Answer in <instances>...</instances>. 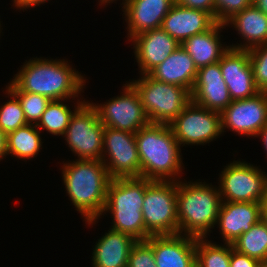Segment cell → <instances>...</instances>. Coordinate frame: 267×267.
I'll return each mask as SVG.
<instances>
[{"label":"cell","mask_w":267,"mask_h":267,"mask_svg":"<svg viewBox=\"0 0 267 267\" xmlns=\"http://www.w3.org/2000/svg\"><path fill=\"white\" fill-rule=\"evenodd\" d=\"M70 65L67 59H29L6 87L10 91L43 95L51 101L78 99L84 92L86 79Z\"/></svg>","instance_id":"6da1fadb"},{"label":"cell","mask_w":267,"mask_h":267,"mask_svg":"<svg viewBox=\"0 0 267 267\" xmlns=\"http://www.w3.org/2000/svg\"><path fill=\"white\" fill-rule=\"evenodd\" d=\"M62 179L70 202L89 226L96 224L106 203L107 187L111 180L102 160L66 162Z\"/></svg>","instance_id":"7a4b0ae2"},{"label":"cell","mask_w":267,"mask_h":267,"mask_svg":"<svg viewBox=\"0 0 267 267\" xmlns=\"http://www.w3.org/2000/svg\"><path fill=\"white\" fill-rule=\"evenodd\" d=\"M135 139L141 177L158 181H180L179 174L182 173L184 164L180 145L170 125L149 123L135 133Z\"/></svg>","instance_id":"3957f363"},{"label":"cell","mask_w":267,"mask_h":267,"mask_svg":"<svg viewBox=\"0 0 267 267\" xmlns=\"http://www.w3.org/2000/svg\"><path fill=\"white\" fill-rule=\"evenodd\" d=\"M188 183L177 181L179 234L208 238L222 204L219 188L200 181Z\"/></svg>","instance_id":"277c9868"},{"label":"cell","mask_w":267,"mask_h":267,"mask_svg":"<svg viewBox=\"0 0 267 267\" xmlns=\"http://www.w3.org/2000/svg\"><path fill=\"white\" fill-rule=\"evenodd\" d=\"M152 181L143 177L110 180L102 215L111 213V229L128 234L137 241L151 236L145 228L142 207L145 189Z\"/></svg>","instance_id":"5b68a950"},{"label":"cell","mask_w":267,"mask_h":267,"mask_svg":"<svg viewBox=\"0 0 267 267\" xmlns=\"http://www.w3.org/2000/svg\"><path fill=\"white\" fill-rule=\"evenodd\" d=\"M138 91L150 123H170L192 101L191 91L158 81L149 74L130 82Z\"/></svg>","instance_id":"8992f818"},{"label":"cell","mask_w":267,"mask_h":267,"mask_svg":"<svg viewBox=\"0 0 267 267\" xmlns=\"http://www.w3.org/2000/svg\"><path fill=\"white\" fill-rule=\"evenodd\" d=\"M142 215L150 235L178 234L177 181L153 180L145 189Z\"/></svg>","instance_id":"52a82bcc"},{"label":"cell","mask_w":267,"mask_h":267,"mask_svg":"<svg viewBox=\"0 0 267 267\" xmlns=\"http://www.w3.org/2000/svg\"><path fill=\"white\" fill-rule=\"evenodd\" d=\"M245 161H233L219 175L222 201L261 202L267 197V174Z\"/></svg>","instance_id":"ba28073f"},{"label":"cell","mask_w":267,"mask_h":267,"mask_svg":"<svg viewBox=\"0 0 267 267\" xmlns=\"http://www.w3.org/2000/svg\"><path fill=\"white\" fill-rule=\"evenodd\" d=\"M63 137L79 159L102 160L104 125L91 102L74 112Z\"/></svg>","instance_id":"9c48e42d"},{"label":"cell","mask_w":267,"mask_h":267,"mask_svg":"<svg viewBox=\"0 0 267 267\" xmlns=\"http://www.w3.org/2000/svg\"><path fill=\"white\" fill-rule=\"evenodd\" d=\"M123 92L105 104L91 103L104 127L136 133L150 123L135 87L127 82Z\"/></svg>","instance_id":"30bf717a"},{"label":"cell","mask_w":267,"mask_h":267,"mask_svg":"<svg viewBox=\"0 0 267 267\" xmlns=\"http://www.w3.org/2000/svg\"><path fill=\"white\" fill-rule=\"evenodd\" d=\"M170 127L180 147L205 145L221 136V114L191 101Z\"/></svg>","instance_id":"8fae6325"},{"label":"cell","mask_w":267,"mask_h":267,"mask_svg":"<svg viewBox=\"0 0 267 267\" xmlns=\"http://www.w3.org/2000/svg\"><path fill=\"white\" fill-rule=\"evenodd\" d=\"M102 162L111 179L141 177L135 133L104 127Z\"/></svg>","instance_id":"7c38bea8"},{"label":"cell","mask_w":267,"mask_h":267,"mask_svg":"<svg viewBox=\"0 0 267 267\" xmlns=\"http://www.w3.org/2000/svg\"><path fill=\"white\" fill-rule=\"evenodd\" d=\"M222 133L225 129L238 133L240 136L255 138L256 134L267 124V92L233 100L221 113Z\"/></svg>","instance_id":"4fadbf2b"},{"label":"cell","mask_w":267,"mask_h":267,"mask_svg":"<svg viewBox=\"0 0 267 267\" xmlns=\"http://www.w3.org/2000/svg\"><path fill=\"white\" fill-rule=\"evenodd\" d=\"M222 76L232 100H242L257 95L248 50L229 48L219 61Z\"/></svg>","instance_id":"5bb4252c"},{"label":"cell","mask_w":267,"mask_h":267,"mask_svg":"<svg viewBox=\"0 0 267 267\" xmlns=\"http://www.w3.org/2000/svg\"><path fill=\"white\" fill-rule=\"evenodd\" d=\"M146 241L152 246L157 267H196V237L151 235Z\"/></svg>","instance_id":"9a60e30c"},{"label":"cell","mask_w":267,"mask_h":267,"mask_svg":"<svg viewBox=\"0 0 267 267\" xmlns=\"http://www.w3.org/2000/svg\"><path fill=\"white\" fill-rule=\"evenodd\" d=\"M134 55L139 74H149L180 45L162 28L148 30L133 37Z\"/></svg>","instance_id":"2e32d148"},{"label":"cell","mask_w":267,"mask_h":267,"mask_svg":"<svg viewBox=\"0 0 267 267\" xmlns=\"http://www.w3.org/2000/svg\"><path fill=\"white\" fill-rule=\"evenodd\" d=\"M191 96L194 103L220 113L231 104L219 62L198 69Z\"/></svg>","instance_id":"e0dca14e"},{"label":"cell","mask_w":267,"mask_h":267,"mask_svg":"<svg viewBox=\"0 0 267 267\" xmlns=\"http://www.w3.org/2000/svg\"><path fill=\"white\" fill-rule=\"evenodd\" d=\"M261 214V202L222 201L216 225L218 224L223 242L232 244L261 220Z\"/></svg>","instance_id":"ac0fdd59"},{"label":"cell","mask_w":267,"mask_h":267,"mask_svg":"<svg viewBox=\"0 0 267 267\" xmlns=\"http://www.w3.org/2000/svg\"><path fill=\"white\" fill-rule=\"evenodd\" d=\"M174 0H126L122 12L128 31V40L148 30L161 28L164 17Z\"/></svg>","instance_id":"d6986e66"},{"label":"cell","mask_w":267,"mask_h":267,"mask_svg":"<svg viewBox=\"0 0 267 267\" xmlns=\"http://www.w3.org/2000/svg\"><path fill=\"white\" fill-rule=\"evenodd\" d=\"M216 23L208 12L173 4L161 28L180 44L193 35L205 32Z\"/></svg>","instance_id":"ffe728a7"},{"label":"cell","mask_w":267,"mask_h":267,"mask_svg":"<svg viewBox=\"0 0 267 267\" xmlns=\"http://www.w3.org/2000/svg\"><path fill=\"white\" fill-rule=\"evenodd\" d=\"M136 242L130 235L110 228L93 248V267H127L129 254Z\"/></svg>","instance_id":"44dd1931"},{"label":"cell","mask_w":267,"mask_h":267,"mask_svg":"<svg viewBox=\"0 0 267 267\" xmlns=\"http://www.w3.org/2000/svg\"><path fill=\"white\" fill-rule=\"evenodd\" d=\"M223 28H226L224 23L216 22L210 29L193 35L180 44L198 69L219 62L229 50L230 46L221 44L220 32Z\"/></svg>","instance_id":"7402d4cb"},{"label":"cell","mask_w":267,"mask_h":267,"mask_svg":"<svg viewBox=\"0 0 267 267\" xmlns=\"http://www.w3.org/2000/svg\"><path fill=\"white\" fill-rule=\"evenodd\" d=\"M198 68L191 56L179 45L167 59L155 67L149 75L161 82L179 85L192 91Z\"/></svg>","instance_id":"603a6c76"},{"label":"cell","mask_w":267,"mask_h":267,"mask_svg":"<svg viewBox=\"0 0 267 267\" xmlns=\"http://www.w3.org/2000/svg\"><path fill=\"white\" fill-rule=\"evenodd\" d=\"M225 26H233L243 40L238 45H230V48L250 50L254 47L267 44V15L258 10L252 3L241 12L236 13L225 23Z\"/></svg>","instance_id":"cb8c5ba5"},{"label":"cell","mask_w":267,"mask_h":267,"mask_svg":"<svg viewBox=\"0 0 267 267\" xmlns=\"http://www.w3.org/2000/svg\"><path fill=\"white\" fill-rule=\"evenodd\" d=\"M43 140L35 124H27L6 135L7 155L19 160H30L38 155Z\"/></svg>","instance_id":"d4e9b609"},{"label":"cell","mask_w":267,"mask_h":267,"mask_svg":"<svg viewBox=\"0 0 267 267\" xmlns=\"http://www.w3.org/2000/svg\"><path fill=\"white\" fill-rule=\"evenodd\" d=\"M85 102L77 100L73 111L69 105L64 104L62 100H52L46 110L43 112L40 120L36 124L39 131L44 129L51 135L64 136L74 112Z\"/></svg>","instance_id":"484cf974"},{"label":"cell","mask_w":267,"mask_h":267,"mask_svg":"<svg viewBox=\"0 0 267 267\" xmlns=\"http://www.w3.org/2000/svg\"><path fill=\"white\" fill-rule=\"evenodd\" d=\"M233 249L267 264V225L261 219L232 243Z\"/></svg>","instance_id":"4316f807"},{"label":"cell","mask_w":267,"mask_h":267,"mask_svg":"<svg viewBox=\"0 0 267 267\" xmlns=\"http://www.w3.org/2000/svg\"><path fill=\"white\" fill-rule=\"evenodd\" d=\"M232 244L219 245L196 238V267H230Z\"/></svg>","instance_id":"83f0119b"},{"label":"cell","mask_w":267,"mask_h":267,"mask_svg":"<svg viewBox=\"0 0 267 267\" xmlns=\"http://www.w3.org/2000/svg\"><path fill=\"white\" fill-rule=\"evenodd\" d=\"M7 95L11 99L0 106V129L7 135L27 125V121L18 98L6 87Z\"/></svg>","instance_id":"f1b7e54d"},{"label":"cell","mask_w":267,"mask_h":267,"mask_svg":"<svg viewBox=\"0 0 267 267\" xmlns=\"http://www.w3.org/2000/svg\"><path fill=\"white\" fill-rule=\"evenodd\" d=\"M20 101L28 124H37L51 100L43 95L24 91H11Z\"/></svg>","instance_id":"f546056e"},{"label":"cell","mask_w":267,"mask_h":267,"mask_svg":"<svg viewBox=\"0 0 267 267\" xmlns=\"http://www.w3.org/2000/svg\"><path fill=\"white\" fill-rule=\"evenodd\" d=\"M248 51L255 85L260 92H267V44Z\"/></svg>","instance_id":"4dcf8cb0"},{"label":"cell","mask_w":267,"mask_h":267,"mask_svg":"<svg viewBox=\"0 0 267 267\" xmlns=\"http://www.w3.org/2000/svg\"><path fill=\"white\" fill-rule=\"evenodd\" d=\"M127 267H157L152 246L146 241H137L132 247Z\"/></svg>","instance_id":"1f68e13d"},{"label":"cell","mask_w":267,"mask_h":267,"mask_svg":"<svg viewBox=\"0 0 267 267\" xmlns=\"http://www.w3.org/2000/svg\"><path fill=\"white\" fill-rule=\"evenodd\" d=\"M214 3L216 22L225 23L233 15L250 6L252 0H214Z\"/></svg>","instance_id":"d6a6232c"},{"label":"cell","mask_w":267,"mask_h":267,"mask_svg":"<svg viewBox=\"0 0 267 267\" xmlns=\"http://www.w3.org/2000/svg\"><path fill=\"white\" fill-rule=\"evenodd\" d=\"M174 3L187 8L208 12L215 18L214 0H174Z\"/></svg>","instance_id":"836d02e7"},{"label":"cell","mask_w":267,"mask_h":267,"mask_svg":"<svg viewBox=\"0 0 267 267\" xmlns=\"http://www.w3.org/2000/svg\"><path fill=\"white\" fill-rule=\"evenodd\" d=\"M263 263L235 249L231 250L230 267H261Z\"/></svg>","instance_id":"e575fe53"},{"label":"cell","mask_w":267,"mask_h":267,"mask_svg":"<svg viewBox=\"0 0 267 267\" xmlns=\"http://www.w3.org/2000/svg\"><path fill=\"white\" fill-rule=\"evenodd\" d=\"M13 1V6H16V9L23 10L24 9H29L31 7L39 6L43 3H47L46 1L49 0H12Z\"/></svg>","instance_id":"d590c367"},{"label":"cell","mask_w":267,"mask_h":267,"mask_svg":"<svg viewBox=\"0 0 267 267\" xmlns=\"http://www.w3.org/2000/svg\"><path fill=\"white\" fill-rule=\"evenodd\" d=\"M6 156V134L0 129V161Z\"/></svg>","instance_id":"8d00e7d4"},{"label":"cell","mask_w":267,"mask_h":267,"mask_svg":"<svg viewBox=\"0 0 267 267\" xmlns=\"http://www.w3.org/2000/svg\"><path fill=\"white\" fill-rule=\"evenodd\" d=\"M255 137H260V139H262L264 151L267 155V124L256 134Z\"/></svg>","instance_id":"74e56055"},{"label":"cell","mask_w":267,"mask_h":267,"mask_svg":"<svg viewBox=\"0 0 267 267\" xmlns=\"http://www.w3.org/2000/svg\"><path fill=\"white\" fill-rule=\"evenodd\" d=\"M252 3L258 10L267 15V0H252Z\"/></svg>","instance_id":"f35d334b"},{"label":"cell","mask_w":267,"mask_h":267,"mask_svg":"<svg viewBox=\"0 0 267 267\" xmlns=\"http://www.w3.org/2000/svg\"><path fill=\"white\" fill-rule=\"evenodd\" d=\"M261 219L267 225V197L262 201V214H261Z\"/></svg>","instance_id":"ab89813d"},{"label":"cell","mask_w":267,"mask_h":267,"mask_svg":"<svg viewBox=\"0 0 267 267\" xmlns=\"http://www.w3.org/2000/svg\"><path fill=\"white\" fill-rule=\"evenodd\" d=\"M98 2H99V5L103 4V6H104V4L108 5V3H113L114 1L113 0H99Z\"/></svg>","instance_id":"60d3db41"},{"label":"cell","mask_w":267,"mask_h":267,"mask_svg":"<svg viewBox=\"0 0 267 267\" xmlns=\"http://www.w3.org/2000/svg\"><path fill=\"white\" fill-rule=\"evenodd\" d=\"M261 267H267V264H262V266Z\"/></svg>","instance_id":"b9f144b4"}]
</instances>
